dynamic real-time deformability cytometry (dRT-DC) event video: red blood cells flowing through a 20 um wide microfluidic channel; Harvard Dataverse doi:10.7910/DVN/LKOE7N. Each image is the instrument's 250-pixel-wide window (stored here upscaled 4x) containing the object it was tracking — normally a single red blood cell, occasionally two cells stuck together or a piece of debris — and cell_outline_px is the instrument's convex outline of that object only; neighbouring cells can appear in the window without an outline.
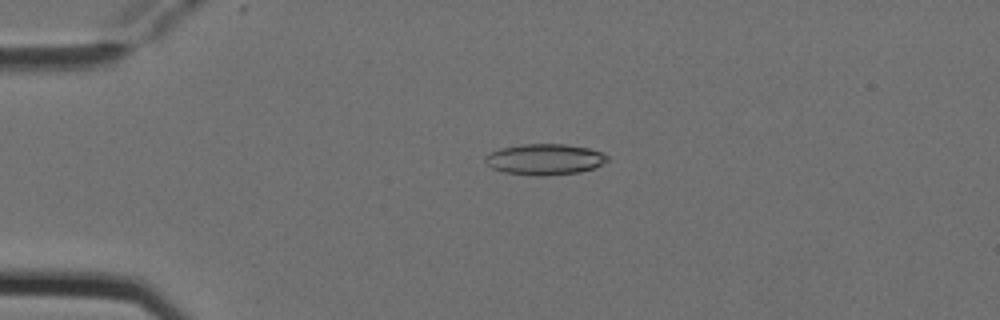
{"species": "Egyptian fruit bat (a non-hibernating species)", "species_latin": "Rousettus aegyptiacus", "temperature_condition": "cold", "stored_images_in_passage": 4, "camera_frame_rate_fps": 3000, "um_per_image_px": 0.085, "animal": {"sex": "female"}, "frame": {"image": 1, "passage_image": 3, "time_ms": 0.667, "image_size_px": [1000, 320], "cell_outline_px": [[608, 160], [604, 164], [596, 168], [580, 172], [544, 176], [536, 176], [504, 172], [492, 168], [484, 160], [484, 156], [500, 148], [520, 144], [564, 144], [588, 148], [600, 152], [608, 156]], "centroid_in_image_um": [46.31, 13.55], "position_along_channel_um": 38.7, "area_um2": 22.14}}